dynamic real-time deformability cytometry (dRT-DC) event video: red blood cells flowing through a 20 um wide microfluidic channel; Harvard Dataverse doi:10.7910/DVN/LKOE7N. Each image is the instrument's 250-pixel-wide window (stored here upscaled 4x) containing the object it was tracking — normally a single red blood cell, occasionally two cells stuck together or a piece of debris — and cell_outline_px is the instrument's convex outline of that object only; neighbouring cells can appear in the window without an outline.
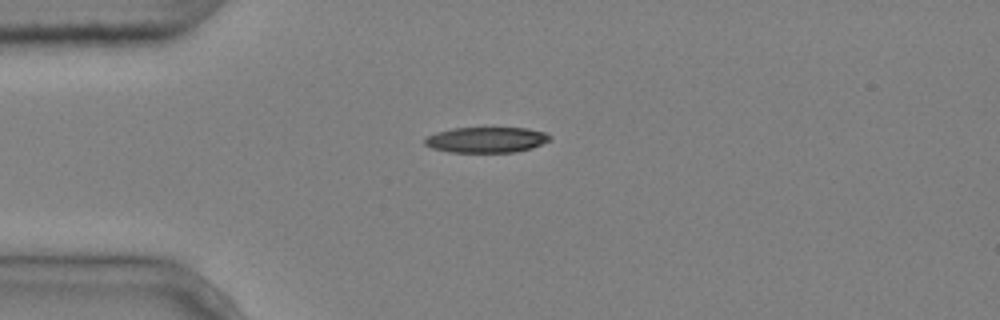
{"species": "common noctule bat (a hibernating species)", "species_latin": "Nyctalus noctula", "temperature_condition": "cold", "stored_images_in_passage": 3, "camera_frame_rate_fps": 3000, "um_per_image_px": 0.085, "animal": {"sex": "male", "body_mass_g": 20.4}, "frame": {"image": 1, "passage_image": 1, "time_ms": 0.0, "image_size_px": [1000, 320], "cell_outline_px": [[552, 140], [532, 148], [516, 152], [448, 152], [432, 148], [424, 144], [424, 140], [428, 136], [436, 132], [452, 128], [528, 128], [544, 132], [552, 136]], "centroid_in_image_um": [41.37, 11.88], "position_along_channel_um": 43.6, "area_um2": 18.79}}
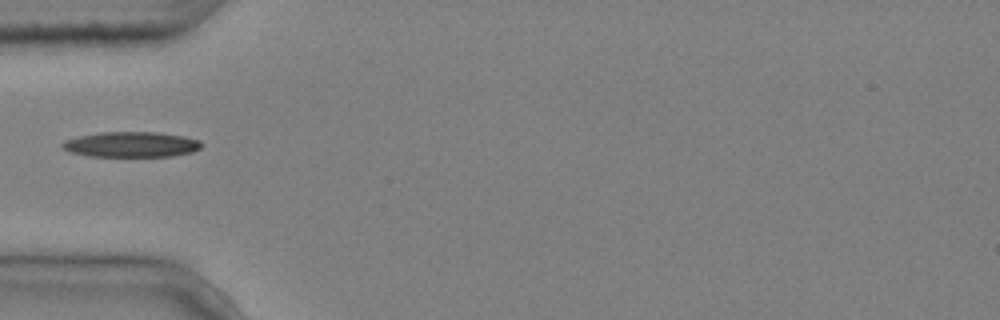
{"frame": {"image": 2, "passage_image": 2, "time_ms": 0.333, "image_size_px": [1000, 320], "cell_outline_px": [[204, 144], [200, 148], [192, 152], [172, 156], [88, 156], [72, 152], [64, 148], [60, 144], [64, 140], [80, 136], [100, 132], [156, 132], [184, 136], [200, 140]], "centroid_in_image_um": [11.19, 12.27], "position_along_channel_um": 73.8, "area_um2": 20.52}}